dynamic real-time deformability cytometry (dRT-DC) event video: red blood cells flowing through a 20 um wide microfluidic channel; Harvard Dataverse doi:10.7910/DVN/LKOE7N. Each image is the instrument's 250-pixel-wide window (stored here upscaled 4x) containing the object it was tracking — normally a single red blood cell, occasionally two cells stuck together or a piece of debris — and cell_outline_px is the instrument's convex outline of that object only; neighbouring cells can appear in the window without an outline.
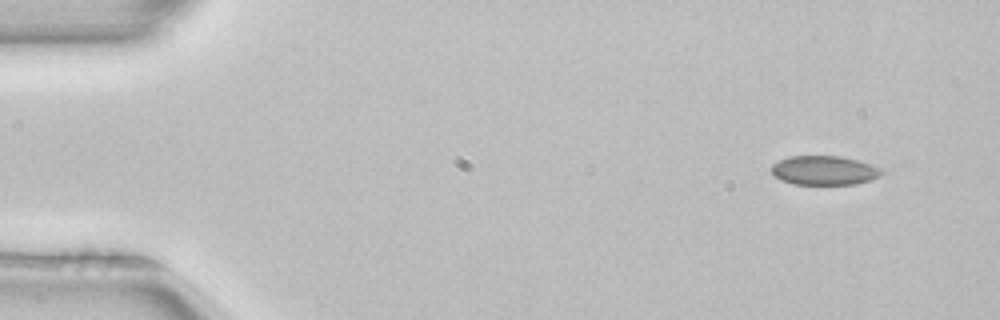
{"species": "common noctule bat (a hibernating species)", "species_latin": "Nyctalus noctula", "temperature_condition": "room temperature", "stored_images_in_passage": 4, "segment_of_instrument_passage": [1, 2], "camera_frame_rate_fps": 3000, "um_per_image_px": 0.085, "animal": {"sex": "female", "body_mass_g": 22.7, "forearm_length_mm": 54.2}, "frame": {"image": 1, "passage_image": 1, "time_ms": 0.0, "image_size_px": [1000, 320], "cell_outline_px": [[884, 168], [872, 180], [856, 184], [792, 184], [780, 180], [772, 172], [772, 164], [788, 156], [840, 156], [872, 164]], "centroid_in_image_um": [70.05, 14.48], "position_along_channel_um": 14.9, "area_um2": 18.67}}